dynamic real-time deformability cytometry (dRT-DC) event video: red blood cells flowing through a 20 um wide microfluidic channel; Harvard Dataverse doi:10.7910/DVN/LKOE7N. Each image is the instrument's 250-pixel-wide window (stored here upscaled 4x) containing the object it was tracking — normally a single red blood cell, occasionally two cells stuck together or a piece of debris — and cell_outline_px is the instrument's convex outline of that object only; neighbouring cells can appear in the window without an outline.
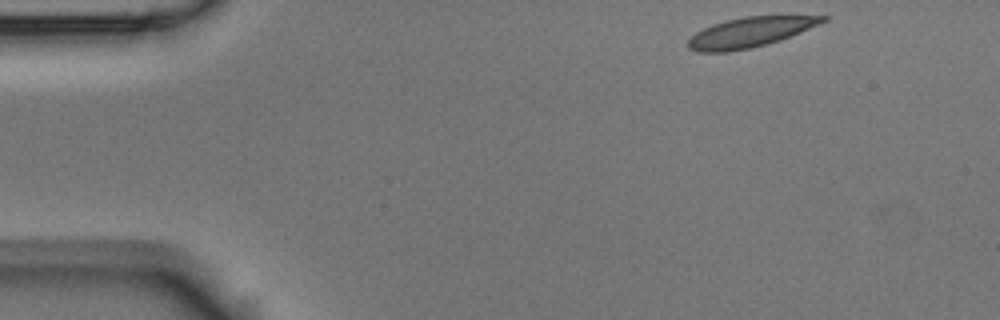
{"species": "Egyptian fruit bat (a non-hibernating species)", "species_latin": "Rousettus aegyptiacus", "temperature_condition": "room temperature", "stored_images_in_passage": 8, "camera_frame_rate_fps": 3000, "um_per_image_px": 0.085, "animal": {"sex": "male"}, "frame": {"image": 1, "passage_image": 1, "time_ms": 0.0, "image_size_px": [1000, 320], "cell_outline_px": [[828, 20], [800, 32], [780, 40], [768, 44], [752, 48], [728, 52], [696, 52], [688, 48], [688, 40], [696, 32], [712, 24], [744, 16], [828, 16]], "centroid_in_image_um": [63.72, 2.75], "position_along_channel_um": 21.3, "area_um2": 23.35}}
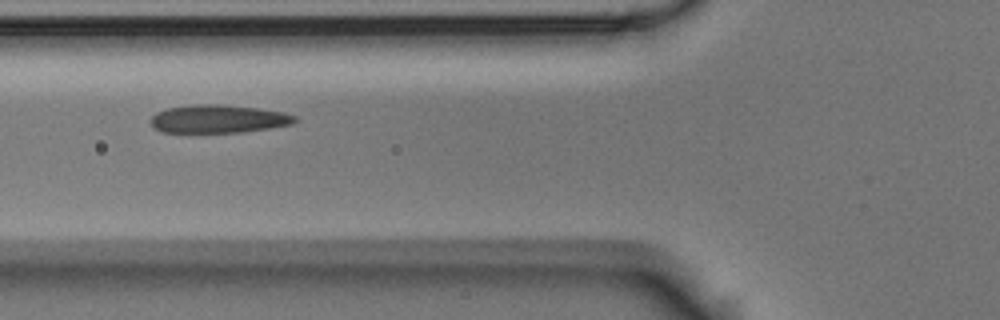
{"frame": {"image": 2, "passage_image": 5, "time_ms": 1.333, "image_size_px": [1000, 320], "cell_outline_px": [[296, 120], [292, 124], [268, 128], [240, 132], [160, 132], [148, 120], [156, 112], [168, 108], [192, 104], [216, 104], [260, 108], [284, 112], [296, 116]], "centroid_in_image_um": [18.54, 10.1], "position_along_channel_um": 107.3, "area_um2": 23.58}}
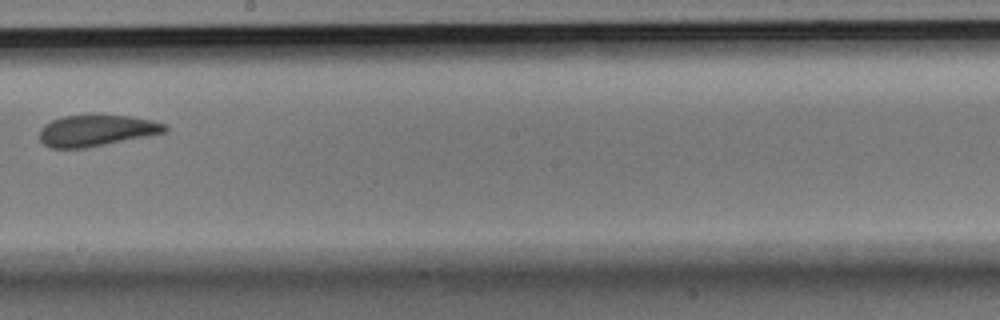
{"frame": {"image": 3, "passage_image": 8, "time_ms": 2.333, "image_size_px": [1000, 320], "cell_outline_px": [[168, 128], [164, 132], [84, 148], [52, 148], [44, 144], [40, 140], [40, 128], [44, 124], [52, 120], [64, 116], [128, 116], [152, 120], [168, 124]], "centroid_in_image_um": [8.17, 11.1], "position_along_channel_um": 240.0, "area_um2": 22.31}}